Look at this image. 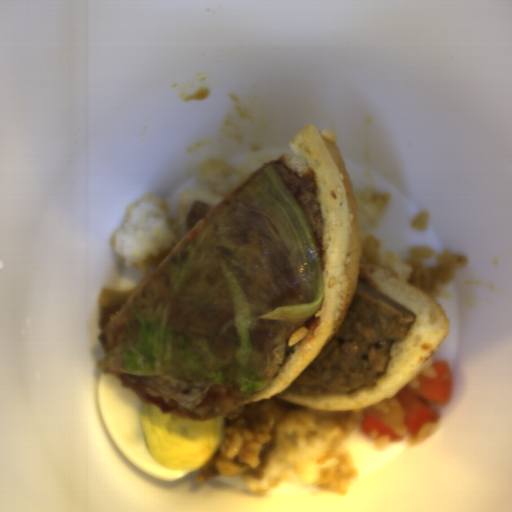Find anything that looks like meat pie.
I'll return each instance as SVG.
<instances>
[{"instance_id": "b5893723", "label": "meat pie", "mask_w": 512, "mask_h": 512, "mask_svg": "<svg viewBox=\"0 0 512 512\" xmlns=\"http://www.w3.org/2000/svg\"><path fill=\"white\" fill-rule=\"evenodd\" d=\"M285 155L266 161L248 174L229 192L158 264L154 271L124 304L103 330L98 341L105 357L97 368L118 377L123 387L136 393L145 404L156 406L162 414L193 421H220L245 406L243 392L228 386L204 385L178 378L139 375L125 370L122 348L127 338L132 308L171 263L247 186L274 165L284 185L296 200L315 240L325 273L323 210L314 170L300 176Z\"/></svg>"}, {"instance_id": "742d133d", "label": "meat pie", "mask_w": 512, "mask_h": 512, "mask_svg": "<svg viewBox=\"0 0 512 512\" xmlns=\"http://www.w3.org/2000/svg\"><path fill=\"white\" fill-rule=\"evenodd\" d=\"M295 345H289L288 344V341L285 345V353H284V362H283V366L286 364V362L289 360L291 354H292V351L294 349Z\"/></svg>"}, {"instance_id": "c0bc52ac", "label": "meat pie", "mask_w": 512, "mask_h": 512, "mask_svg": "<svg viewBox=\"0 0 512 512\" xmlns=\"http://www.w3.org/2000/svg\"><path fill=\"white\" fill-rule=\"evenodd\" d=\"M418 316L362 273L343 321L316 359L286 388L299 396L351 395L372 387Z\"/></svg>"}]
</instances>
